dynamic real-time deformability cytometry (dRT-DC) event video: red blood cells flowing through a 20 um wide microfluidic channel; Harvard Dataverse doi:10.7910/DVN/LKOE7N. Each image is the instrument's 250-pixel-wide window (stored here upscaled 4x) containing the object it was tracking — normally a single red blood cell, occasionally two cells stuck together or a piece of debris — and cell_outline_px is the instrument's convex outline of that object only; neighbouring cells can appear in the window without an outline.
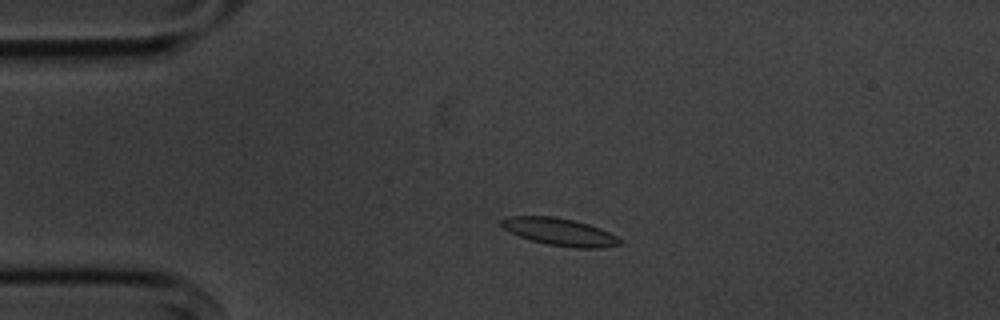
{"species": "common noctule bat (a hibernating species)", "species_latin": "Nyctalus noctula", "temperature_condition": "cold", "stored_images_in_passage": 3, "camera_frame_rate_fps": 3000, "um_per_image_px": 0.085, "animal": {"sex": "male", "body_mass_g": 20.1, "forearm_length_mm": 53.5}, "frame": {"image": 1, "passage_image": 2, "time_ms": 1.333, "image_size_px": [1000, 320], "cell_outline_px": [[620, 244], [600, 248], [576, 248], [548, 244], [532, 240], [520, 236], [504, 228], [500, 224], [500, 220], [504, 216], [552, 216], [572, 220], [588, 224], [600, 228], [616, 236], [620, 240]], "centroid_in_image_um": [47.54, 19.7], "position_along_channel_um": 37.5, "area_um2": 18.61}}